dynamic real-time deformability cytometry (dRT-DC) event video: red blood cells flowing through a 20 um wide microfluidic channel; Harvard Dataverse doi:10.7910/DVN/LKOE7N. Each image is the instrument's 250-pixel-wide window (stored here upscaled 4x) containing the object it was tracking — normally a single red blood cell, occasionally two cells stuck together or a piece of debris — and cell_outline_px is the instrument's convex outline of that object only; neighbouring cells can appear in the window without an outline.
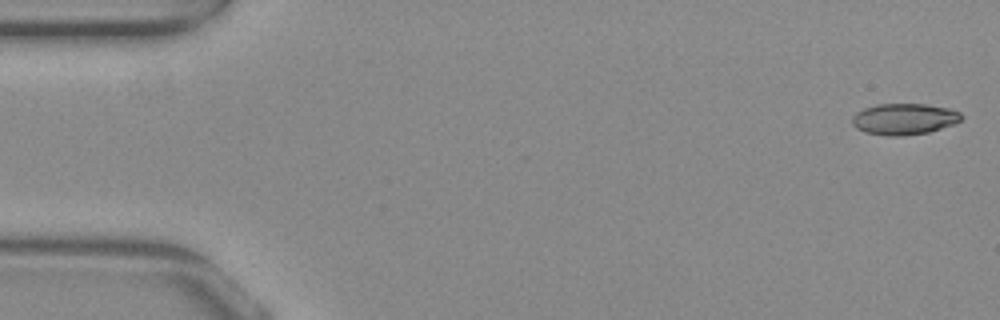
{"species": "common noctule bat (a hibernating species)", "species_latin": "Nyctalus noctula", "temperature_condition": "warm", "stored_images_in_passage": 52, "camera_frame_rate_fps": 3000, "um_per_image_px": 0.085, "animal": {"sex": "female", "body_mass_g": 29.2, "forearm_length_mm": 56.3}, "frame": {"image": 1, "passage_image": 1, "time_ms": 0.0, "image_size_px": [1000, 320], "cell_outline_px": [[964, 116], [960, 120], [952, 124], [928, 132], [900, 136], [888, 136], [868, 132], [856, 128], [852, 124], [852, 116], [856, 112], [864, 108], [876, 104], [924, 104], [948, 108], [960, 112]], "centroid_in_image_um": [76.83, 10.11], "position_along_channel_um": 8.2, "area_um2": 19.71}}
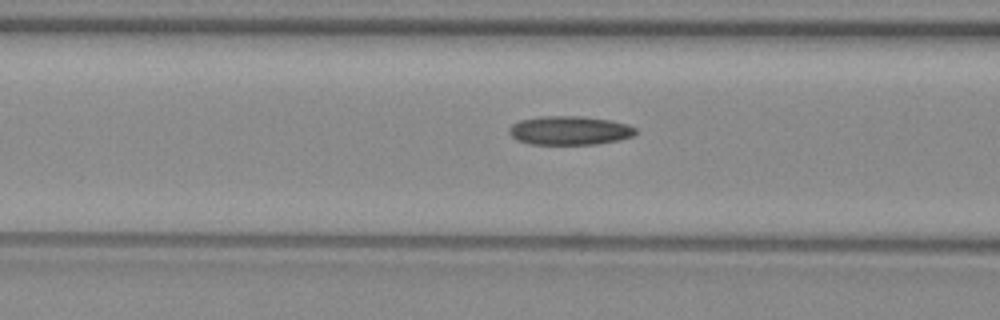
{"frame": {"image": 2, "passage_image": 20, "time_ms": 6.333, "image_size_px": [1000, 320], "cell_outline_px": [[636, 132], [632, 136], [616, 140], [596, 144], [528, 144], [516, 140], [508, 132], [508, 128], [512, 124], [520, 120], [540, 116], [580, 116], [612, 120], [628, 124], [636, 128]], "centroid_in_image_um": [48.38, 11.08], "position_along_channel_um": 118.2, "area_um2": 21.33}}
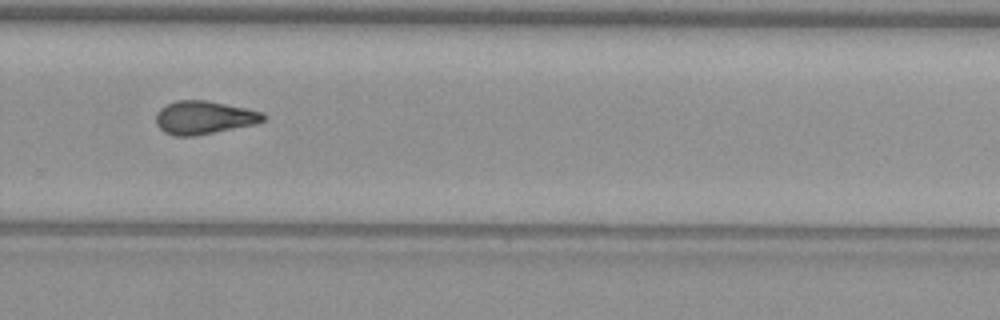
{"frame": {"image": 3, "passage_image": 35, "time_ms": 11.333, "image_size_px": [1000, 320], "cell_outline_px": [[264, 120], [256, 124], [196, 136], [172, 136], [164, 132], [156, 124], [156, 112], [160, 108], [176, 100], [208, 100], [264, 112]], "centroid_in_image_um": [17.32, 9.99], "position_along_channel_um": 312.5, "area_um2": 20.92}, "authors_computed_cell_mechanics": {"area_um2": 20.2878, "velocity_mm_per_s": 3.8975, "shape_relaxation_time_tau1_ms": null, "shape_relaxation_time_tau2_ms": 2.3381, "deformation_change_tau1": null, "deformation_change_tau2": 0.1044}}